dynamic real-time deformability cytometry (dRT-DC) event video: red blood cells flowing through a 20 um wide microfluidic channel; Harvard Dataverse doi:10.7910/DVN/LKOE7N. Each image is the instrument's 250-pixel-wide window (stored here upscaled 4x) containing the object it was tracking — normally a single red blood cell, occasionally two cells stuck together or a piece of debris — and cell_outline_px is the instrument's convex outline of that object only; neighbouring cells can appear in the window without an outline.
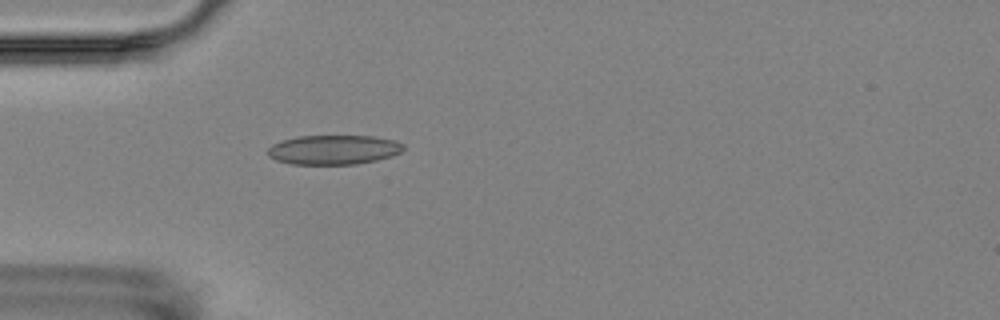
{"species": "Egyptian fruit bat (a non-hibernating species)", "species_latin": "Rousettus aegyptiacus", "temperature_condition": "room temperature", "stored_images_in_passage": 5, "camera_frame_rate_fps": 3000, "um_per_image_px": 0.085, "animal": {"sex": "female"}, "frame": {"image": 1, "passage_image": 5, "time_ms": 4.667, "image_size_px": [1000, 320], "cell_outline_px": [[404, 148], [400, 152], [392, 156], [376, 160], [356, 164], [292, 164], [276, 160], [268, 156], [268, 148], [272, 144], [280, 140], [296, 136], [372, 136], [396, 140], [404, 144]], "centroid_in_image_um": [28.35, 12.72], "position_along_channel_um": 56.7, "area_um2": 23.41}}